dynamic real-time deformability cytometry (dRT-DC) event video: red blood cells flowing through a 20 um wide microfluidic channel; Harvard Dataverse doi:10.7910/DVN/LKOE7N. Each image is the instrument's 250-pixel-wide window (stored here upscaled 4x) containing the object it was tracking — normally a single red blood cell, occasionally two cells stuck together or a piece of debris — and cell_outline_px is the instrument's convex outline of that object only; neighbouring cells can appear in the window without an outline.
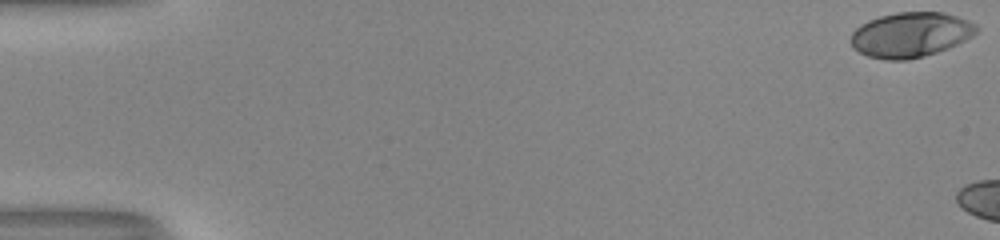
{"species": "human", "species_latin": "Homo sapiens", "temperature_condition": "room temperature", "stored_images_in_passage": 13, "camera_frame_rate_fps": 3000, "um_per_image_px": 0.085, "donor": {"sex": "male"}, "frame": {"image": 1, "passage_image": 1, "time_ms": 0.0, "image_size_px": [1000, 240], "cell_outline_px": [[980, 28], [972, 36], [948, 48], [924, 56], [908, 60], [884, 60], [868, 56], [852, 48], [848, 40], [852, 32], [860, 24], [868, 20], [880, 16], [896, 12], [944, 12], [968, 20], [976, 24]], "centroid_in_image_um": [77.36, 2.95], "position_along_channel_um": 7.6, "area_um2": 33.18}}